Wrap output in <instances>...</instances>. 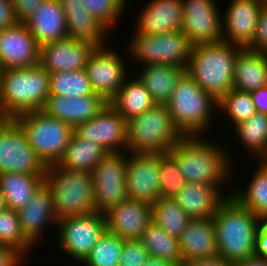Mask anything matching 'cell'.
Masks as SVG:
<instances>
[{"mask_svg": "<svg viewBox=\"0 0 267 266\" xmlns=\"http://www.w3.org/2000/svg\"><path fill=\"white\" fill-rule=\"evenodd\" d=\"M21 230L25 237L34 245L40 238L42 230L46 226L57 225V218L54 212L52 192L43 183L32 195L26 206L17 211ZM48 224V225H47Z\"/></svg>", "mask_w": 267, "mask_h": 266, "instance_id": "24", "label": "cell"}, {"mask_svg": "<svg viewBox=\"0 0 267 266\" xmlns=\"http://www.w3.org/2000/svg\"><path fill=\"white\" fill-rule=\"evenodd\" d=\"M182 1L184 13L181 31L193 46L223 41V16L221 17L215 0Z\"/></svg>", "mask_w": 267, "mask_h": 266, "instance_id": "14", "label": "cell"}, {"mask_svg": "<svg viewBox=\"0 0 267 266\" xmlns=\"http://www.w3.org/2000/svg\"><path fill=\"white\" fill-rule=\"evenodd\" d=\"M18 24L11 0H0V30Z\"/></svg>", "mask_w": 267, "mask_h": 266, "instance_id": "46", "label": "cell"}, {"mask_svg": "<svg viewBox=\"0 0 267 266\" xmlns=\"http://www.w3.org/2000/svg\"><path fill=\"white\" fill-rule=\"evenodd\" d=\"M107 154L99 144L79 138L73 133L57 165L68 170L92 172Z\"/></svg>", "mask_w": 267, "mask_h": 266, "instance_id": "31", "label": "cell"}, {"mask_svg": "<svg viewBox=\"0 0 267 266\" xmlns=\"http://www.w3.org/2000/svg\"><path fill=\"white\" fill-rule=\"evenodd\" d=\"M247 48L267 53V3L258 16L254 39Z\"/></svg>", "mask_w": 267, "mask_h": 266, "instance_id": "44", "label": "cell"}, {"mask_svg": "<svg viewBox=\"0 0 267 266\" xmlns=\"http://www.w3.org/2000/svg\"><path fill=\"white\" fill-rule=\"evenodd\" d=\"M49 73L39 64L0 70V111L17 115L42 110L49 97Z\"/></svg>", "mask_w": 267, "mask_h": 266, "instance_id": "4", "label": "cell"}, {"mask_svg": "<svg viewBox=\"0 0 267 266\" xmlns=\"http://www.w3.org/2000/svg\"><path fill=\"white\" fill-rule=\"evenodd\" d=\"M57 226L58 247L62 253L81 263L107 230L105 214L97 211L61 218Z\"/></svg>", "mask_w": 267, "mask_h": 266, "instance_id": "10", "label": "cell"}, {"mask_svg": "<svg viewBox=\"0 0 267 266\" xmlns=\"http://www.w3.org/2000/svg\"><path fill=\"white\" fill-rule=\"evenodd\" d=\"M242 49L224 40L194 45L187 73L203 91L219 100L233 88L235 62Z\"/></svg>", "mask_w": 267, "mask_h": 266, "instance_id": "3", "label": "cell"}, {"mask_svg": "<svg viewBox=\"0 0 267 266\" xmlns=\"http://www.w3.org/2000/svg\"><path fill=\"white\" fill-rule=\"evenodd\" d=\"M127 152L164 154L182 134L175 127L166 105L155 104L143 114L126 120Z\"/></svg>", "mask_w": 267, "mask_h": 266, "instance_id": "6", "label": "cell"}, {"mask_svg": "<svg viewBox=\"0 0 267 266\" xmlns=\"http://www.w3.org/2000/svg\"><path fill=\"white\" fill-rule=\"evenodd\" d=\"M233 129L239 141H242L241 145L245 146L257 161H267V115L257 112Z\"/></svg>", "mask_w": 267, "mask_h": 266, "instance_id": "34", "label": "cell"}, {"mask_svg": "<svg viewBox=\"0 0 267 266\" xmlns=\"http://www.w3.org/2000/svg\"><path fill=\"white\" fill-rule=\"evenodd\" d=\"M96 47L91 42L67 37L40 46L39 64L49 74L82 70Z\"/></svg>", "mask_w": 267, "mask_h": 266, "instance_id": "17", "label": "cell"}, {"mask_svg": "<svg viewBox=\"0 0 267 266\" xmlns=\"http://www.w3.org/2000/svg\"><path fill=\"white\" fill-rule=\"evenodd\" d=\"M218 110L227 114L234 127L257 113L251 93L234 88L218 100Z\"/></svg>", "mask_w": 267, "mask_h": 266, "instance_id": "39", "label": "cell"}, {"mask_svg": "<svg viewBox=\"0 0 267 266\" xmlns=\"http://www.w3.org/2000/svg\"><path fill=\"white\" fill-rule=\"evenodd\" d=\"M46 170L23 129L13 121L0 135V174L45 175Z\"/></svg>", "mask_w": 267, "mask_h": 266, "instance_id": "12", "label": "cell"}, {"mask_svg": "<svg viewBox=\"0 0 267 266\" xmlns=\"http://www.w3.org/2000/svg\"><path fill=\"white\" fill-rule=\"evenodd\" d=\"M107 231L123 240H140L152 220V206L127 198L104 213Z\"/></svg>", "mask_w": 267, "mask_h": 266, "instance_id": "20", "label": "cell"}, {"mask_svg": "<svg viewBox=\"0 0 267 266\" xmlns=\"http://www.w3.org/2000/svg\"><path fill=\"white\" fill-rule=\"evenodd\" d=\"M65 13L68 37L105 46L109 31L91 15L81 0H59ZM105 37V38H104Z\"/></svg>", "mask_w": 267, "mask_h": 266, "instance_id": "27", "label": "cell"}, {"mask_svg": "<svg viewBox=\"0 0 267 266\" xmlns=\"http://www.w3.org/2000/svg\"><path fill=\"white\" fill-rule=\"evenodd\" d=\"M126 129V120L107 103L94 118L77 125L73 133L99 144L108 153H117L126 151Z\"/></svg>", "mask_w": 267, "mask_h": 266, "instance_id": "16", "label": "cell"}, {"mask_svg": "<svg viewBox=\"0 0 267 266\" xmlns=\"http://www.w3.org/2000/svg\"><path fill=\"white\" fill-rule=\"evenodd\" d=\"M140 240L151 257L164 259L172 263L182 261L179 239L169 235L154 221L150 223Z\"/></svg>", "mask_w": 267, "mask_h": 266, "instance_id": "35", "label": "cell"}, {"mask_svg": "<svg viewBox=\"0 0 267 266\" xmlns=\"http://www.w3.org/2000/svg\"><path fill=\"white\" fill-rule=\"evenodd\" d=\"M257 112L267 115V85L251 92Z\"/></svg>", "mask_w": 267, "mask_h": 266, "instance_id": "49", "label": "cell"}, {"mask_svg": "<svg viewBox=\"0 0 267 266\" xmlns=\"http://www.w3.org/2000/svg\"><path fill=\"white\" fill-rule=\"evenodd\" d=\"M14 121L23 129L30 146L46 167L60 161L74 132L70 125L42 110L21 113Z\"/></svg>", "mask_w": 267, "mask_h": 266, "instance_id": "8", "label": "cell"}, {"mask_svg": "<svg viewBox=\"0 0 267 266\" xmlns=\"http://www.w3.org/2000/svg\"><path fill=\"white\" fill-rule=\"evenodd\" d=\"M159 154L127 153L126 186L131 199L153 205L160 199Z\"/></svg>", "mask_w": 267, "mask_h": 266, "instance_id": "15", "label": "cell"}, {"mask_svg": "<svg viewBox=\"0 0 267 266\" xmlns=\"http://www.w3.org/2000/svg\"><path fill=\"white\" fill-rule=\"evenodd\" d=\"M173 263L164 259L149 257L148 260L142 266H172Z\"/></svg>", "mask_w": 267, "mask_h": 266, "instance_id": "52", "label": "cell"}, {"mask_svg": "<svg viewBox=\"0 0 267 266\" xmlns=\"http://www.w3.org/2000/svg\"><path fill=\"white\" fill-rule=\"evenodd\" d=\"M219 188L213 184L187 182L174 200L190 219L213 218L219 206L232 194L229 192L224 195Z\"/></svg>", "mask_w": 267, "mask_h": 266, "instance_id": "23", "label": "cell"}, {"mask_svg": "<svg viewBox=\"0 0 267 266\" xmlns=\"http://www.w3.org/2000/svg\"><path fill=\"white\" fill-rule=\"evenodd\" d=\"M25 24L39 47L68 37L65 13L59 0L42 2Z\"/></svg>", "mask_w": 267, "mask_h": 266, "instance_id": "26", "label": "cell"}, {"mask_svg": "<svg viewBox=\"0 0 267 266\" xmlns=\"http://www.w3.org/2000/svg\"><path fill=\"white\" fill-rule=\"evenodd\" d=\"M267 85V53L243 48L235 62L233 88L253 92Z\"/></svg>", "mask_w": 267, "mask_h": 266, "instance_id": "29", "label": "cell"}, {"mask_svg": "<svg viewBox=\"0 0 267 266\" xmlns=\"http://www.w3.org/2000/svg\"><path fill=\"white\" fill-rule=\"evenodd\" d=\"M218 256L234 263L255 256V242L262 220L229 196L213 217Z\"/></svg>", "mask_w": 267, "mask_h": 266, "instance_id": "2", "label": "cell"}, {"mask_svg": "<svg viewBox=\"0 0 267 266\" xmlns=\"http://www.w3.org/2000/svg\"><path fill=\"white\" fill-rule=\"evenodd\" d=\"M14 121V117L0 113V135Z\"/></svg>", "mask_w": 267, "mask_h": 266, "instance_id": "53", "label": "cell"}, {"mask_svg": "<svg viewBox=\"0 0 267 266\" xmlns=\"http://www.w3.org/2000/svg\"><path fill=\"white\" fill-rule=\"evenodd\" d=\"M166 106L183 137L204 136L210 128L214 111L218 110V100L203 91L186 72Z\"/></svg>", "mask_w": 267, "mask_h": 266, "instance_id": "5", "label": "cell"}, {"mask_svg": "<svg viewBox=\"0 0 267 266\" xmlns=\"http://www.w3.org/2000/svg\"><path fill=\"white\" fill-rule=\"evenodd\" d=\"M149 257L141 240H124L119 266H142Z\"/></svg>", "mask_w": 267, "mask_h": 266, "instance_id": "43", "label": "cell"}, {"mask_svg": "<svg viewBox=\"0 0 267 266\" xmlns=\"http://www.w3.org/2000/svg\"><path fill=\"white\" fill-rule=\"evenodd\" d=\"M25 257L15 249L0 245V266H19Z\"/></svg>", "mask_w": 267, "mask_h": 266, "instance_id": "47", "label": "cell"}, {"mask_svg": "<svg viewBox=\"0 0 267 266\" xmlns=\"http://www.w3.org/2000/svg\"><path fill=\"white\" fill-rule=\"evenodd\" d=\"M152 220L179 239L190 218L173 198H160L152 205Z\"/></svg>", "mask_w": 267, "mask_h": 266, "instance_id": "37", "label": "cell"}, {"mask_svg": "<svg viewBox=\"0 0 267 266\" xmlns=\"http://www.w3.org/2000/svg\"><path fill=\"white\" fill-rule=\"evenodd\" d=\"M183 13L182 0H150L138 14L135 31L156 36L179 31Z\"/></svg>", "mask_w": 267, "mask_h": 266, "instance_id": "21", "label": "cell"}, {"mask_svg": "<svg viewBox=\"0 0 267 266\" xmlns=\"http://www.w3.org/2000/svg\"><path fill=\"white\" fill-rule=\"evenodd\" d=\"M258 162V169L249 184L245 189L240 187L238 190H233L231 196L262 221H267V161Z\"/></svg>", "mask_w": 267, "mask_h": 266, "instance_id": "33", "label": "cell"}, {"mask_svg": "<svg viewBox=\"0 0 267 266\" xmlns=\"http://www.w3.org/2000/svg\"><path fill=\"white\" fill-rule=\"evenodd\" d=\"M107 102L99 95L66 97L49 96L43 107L48 116L57 118L73 129L84 122L94 118L105 106Z\"/></svg>", "mask_w": 267, "mask_h": 266, "instance_id": "22", "label": "cell"}, {"mask_svg": "<svg viewBox=\"0 0 267 266\" xmlns=\"http://www.w3.org/2000/svg\"><path fill=\"white\" fill-rule=\"evenodd\" d=\"M189 266H233L232 263L223 260L221 257L193 259L187 261Z\"/></svg>", "mask_w": 267, "mask_h": 266, "instance_id": "50", "label": "cell"}, {"mask_svg": "<svg viewBox=\"0 0 267 266\" xmlns=\"http://www.w3.org/2000/svg\"><path fill=\"white\" fill-rule=\"evenodd\" d=\"M211 140L203 136L183 137L171 147L169 153L176 159L186 182L215 186L230 183L232 157L224 145Z\"/></svg>", "mask_w": 267, "mask_h": 266, "instance_id": "1", "label": "cell"}, {"mask_svg": "<svg viewBox=\"0 0 267 266\" xmlns=\"http://www.w3.org/2000/svg\"><path fill=\"white\" fill-rule=\"evenodd\" d=\"M123 243V239L106 230L82 262V265L119 266Z\"/></svg>", "mask_w": 267, "mask_h": 266, "instance_id": "40", "label": "cell"}, {"mask_svg": "<svg viewBox=\"0 0 267 266\" xmlns=\"http://www.w3.org/2000/svg\"><path fill=\"white\" fill-rule=\"evenodd\" d=\"M115 50L96 47L88 59L86 72L95 94L109 103L128 77L125 60Z\"/></svg>", "mask_w": 267, "mask_h": 266, "instance_id": "13", "label": "cell"}, {"mask_svg": "<svg viewBox=\"0 0 267 266\" xmlns=\"http://www.w3.org/2000/svg\"><path fill=\"white\" fill-rule=\"evenodd\" d=\"M182 261L218 257L213 218L190 219L179 238Z\"/></svg>", "mask_w": 267, "mask_h": 266, "instance_id": "25", "label": "cell"}, {"mask_svg": "<svg viewBox=\"0 0 267 266\" xmlns=\"http://www.w3.org/2000/svg\"><path fill=\"white\" fill-rule=\"evenodd\" d=\"M44 183L52 192L57 220L96 211L91 172L51 165L47 167Z\"/></svg>", "mask_w": 267, "mask_h": 266, "instance_id": "7", "label": "cell"}, {"mask_svg": "<svg viewBox=\"0 0 267 266\" xmlns=\"http://www.w3.org/2000/svg\"><path fill=\"white\" fill-rule=\"evenodd\" d=\"M0 245L13 248L24 257L32 251L34 245L23 234L15 210L6 208L0 211Z\"/></svg>", "mask_w": 267, "mask_h": 266, "instance_id": "38", "label": "cell"}, {"mask_svg": "<svg viewBox=\"0 0 267 266\" xmlns=\"http://www.w3.org/2000/svg\"><path fill=\"white\" fill-rule=\"evenodd\" d=\"M192 47L181 30L157 36L134 31V36L127 45L128 54L141 65L165 64L184 67L188 66Z\"/></svg>", "mask_w": 267, "mask_h": 266, "instance_id": "9", "label": "cell"}, {"mask_svg": "<svg viewBox=\"0 0 267 266\" xmlns=\"http://www.w3.org/2000/svg\"><path fill=\"white\" fill-rule=\"evenodd\" d=\"M230 3L222 19L223 40L247 48L254 39L258 16L267 2L231 0Z\"/></svg>", "mask_w": 267, "mask_h": 266, "instance_id": "19", "label": "cell"}, {"mask_svg": "<svg viewBox=\"0 0 267 266\" xmlns=\"http://www.w3.org/2000/svg\"><path fill=\"white\" fill-rule=\"evenodd\" d=\"M40 47L26 24L0 30V70L39 65Z\"/></svg>", "mask_w": 267, "mask_h": 266, "instance_id": "18", "label": "cell"}, {"mask_svg": "<svg viewBox=\"0 0 267 266\" xmlns=\"http://www.w3.org/2000/svg\"><path fill=\"white\" fill-rule=\"evenodd\" d=\"M49 96L79 97L94 94L86 69L49 74Z\"/></svg>", "mask_w": 267, "mask_h": 266, "instance_id": "36", "label": "cell"}, {"mask_svg": "<svg viewBox=\"0 0 267 266\" xmlns=\"http://www.w3.org/2000/svg\"><path fill=\"white\" fill-rule=\"evenodd\" d=\"M160 198H173L187 183L177 166L176 159L169 153L159 154Z\"/></svg>", "mask_w": 267, "mask_h": 266, "instance_id": "41", "label": "cell"}, {"mask_svg": "<svg viewBox=\"0 0 267 266\" xmlns=\"http://www.w3.org/2000/svg\"><path fill=\"white\" fill-rule=\"evenodd\" d=\"M233 266H267V259L259 257H251L246 260L236 261Z\"/></svg>", "mask_w": 267, "mask_h": 266, "instance_id": "51", "label": "cell"}, {"mask_svg": "<svg viewBox=\"0 0 267 266\" xmlns=\"http://www.w3.org/2000/svg\"><path fill=\"white\" fill-rule=\"evenodd\" d=\"M127 79L109 102L125 120L141 115L155 105L150 92L138 77L130 81Z\"/></svg>", "mask_w": 267, "mask_h": 266, "instance_id": "32", "label": "cell"}, {"mask_svg": "<svg viewBox=\"0 0 267 266\" xmlns=\"http://www.w3.org/2000/svg\"><path fill=\"white\" fill-rule=\"evenodd\" d=\"M255 257L267 259V221H262L257 229Z\"/></svg>", "mask_w": 267, "mask_h": 266, "instance_id": "48", "label": "cell"}, {"mask_svg": "<svg viewBox=\"0 0 267 266\" xmlns=\"http://www.w3.org/2000/svg\"><path fill=\"white\" fill-rule=\"evenodd\" d=\"M126 1L127 0H81L87 11L109 32L115 26L117 20H120L122 13L125 11Z\"/></svg>", "mask_w": 267, "mask_h": 266, "instance_id": "42", "label": "cell"}, {"mask_svg": "<svg viewBox=\"0 0 267 266\" xmlns=\"http://www.w3.org/2000/svg\"><path fill=\"white\" fill-rule=\"evenodd\" d=\"M172 266H189L186 261H181L179 263H173Z\"/></svg>", "mask_w": 267, "mask_h": 266, "instance_id": "55", "label": "cell"}, {"mask_svg": "<svg viewBox=\"0 0 267 266\" xmlns=\"http://www.w3.org/2000/svg\"><path fill=\"white\" fill-rule=\"evenodd\" d=\"M7 207H6V202H5V197L3 195V193L1 192V189H0V211H3L5 210Z\"/></svg>", "mask_w": 267, "mask_h": 266, "instance_id": "54", "label": "cell"}, {"mask_svg": "<svg viewBox=\"0 0 267 266\" xmlns=\"http://www.w3.org/2000/svg\"><path fill=\"white\" fill-rule=\"evenodd\" d=\"M143 67V68H142ZM138 79L145 85L157 105H167L187 67L165 64L142 65Z\"/></svg>", "mask_w": 267, "mask_h": 266, "instance_id": "28", "label": "cell"}, {"mask_svg": "<svg viewBox=\"0 0 267 266\" xmlns=\"http://www.w3.org/2000/svg\"><path fill=\"white\" fill-rule=\"evenodd\" d=\"M126 153H108L91 172L97 212L105 213L129 198L125 181Z\"/></svg>", "mask_w": 267, "mask_h": 266, "instance_id": "11", "label": "cell"}, {"mask_svg": "<svg viewBox=\"0 0 267 266\" xmlns=\"http://www.w3.org/2000/svg\"><path fill=\"white\" fill-rule=\"evenodd\" d=\"M44 178L45 175L26 173L0 174V189L5 197L6 207L18 211L26 206L44 183Z\"/></svg>", "mask_w": 267, "mask_h": 266, "instance_id": "30", "label": "cell"}, {"mask_svg": "<svg viewBox=\"0 0 267 266\" xmlns=\"http://www.w3.org/2000/svg\"><path fill=\"white\" fill-rule=\"evenodd\" d=\"M18 23L25 24L45 0H11Z\"/></svg>", "mask_w": 267, "mask_h": 266, "instance_id": "45", "label": "cell"}]
</instances>
